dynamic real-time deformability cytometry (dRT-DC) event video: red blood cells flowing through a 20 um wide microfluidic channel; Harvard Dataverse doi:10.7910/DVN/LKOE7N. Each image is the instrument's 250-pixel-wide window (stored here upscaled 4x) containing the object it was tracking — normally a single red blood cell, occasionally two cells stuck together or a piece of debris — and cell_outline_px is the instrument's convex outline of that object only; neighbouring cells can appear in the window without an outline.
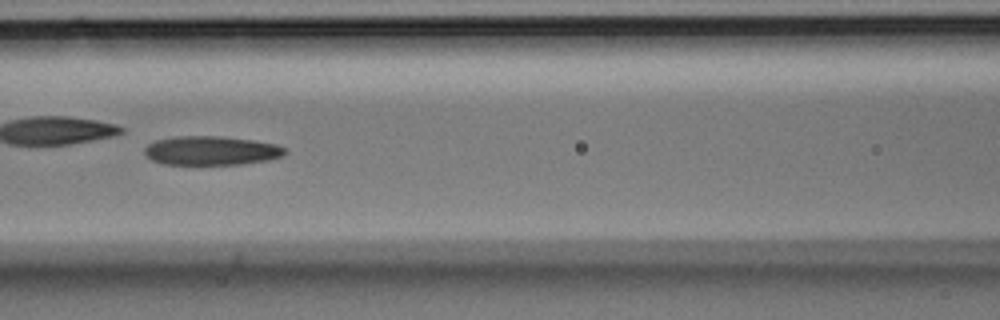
{"species": "Egyptian fruit bat (a non-hibernating species)", "species_latin": "Rousettus aegyptiacus", "temperature_condition": "room temperature", "stored_images_in_passage": 35, "camera_frame_rate_fps": 3000, "um_per_image_px": 0.085, "animal": {"sex": "male"}, "frame": {"image": 1, "passage_image": 11, "time_ms": 3.333, "image_size_px": [1000, 320], "cell_outline_px": [[288, 152], [284, 156], [268, 160], [244, 164], [160, 164], [152, 160], [144, 152], [144, 148], [148, 144], [156, 140], [172, 136], [224, 136], [252, 140], [276, 144], [284, 148]], "centroid_in_image_um": [17.96, 12.8], "position_along_channel_um": 148.6, "area_um2": 23.93}}
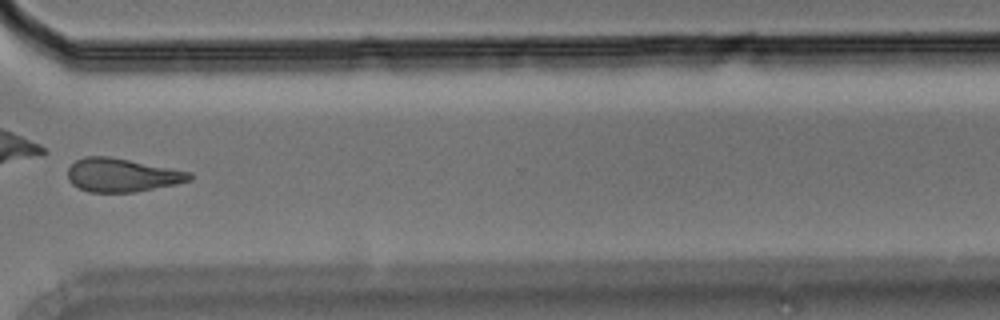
{"frame": {"image": 2, "passage_image": 25, "time_ms": 8.0, "image_size_px": [1000, 320], "cell_outline_px": [[192, 180], [176, 184], [132, 192], [88, 192], [72, 184], [68, 180], [68, 168], [76, 160], [84, 156], [108, 156], [192, 172]], "centroid_in_image_um": [10.36, 14.88], "position_along_channel_um": 360.2, "area_um2": 23.64}}